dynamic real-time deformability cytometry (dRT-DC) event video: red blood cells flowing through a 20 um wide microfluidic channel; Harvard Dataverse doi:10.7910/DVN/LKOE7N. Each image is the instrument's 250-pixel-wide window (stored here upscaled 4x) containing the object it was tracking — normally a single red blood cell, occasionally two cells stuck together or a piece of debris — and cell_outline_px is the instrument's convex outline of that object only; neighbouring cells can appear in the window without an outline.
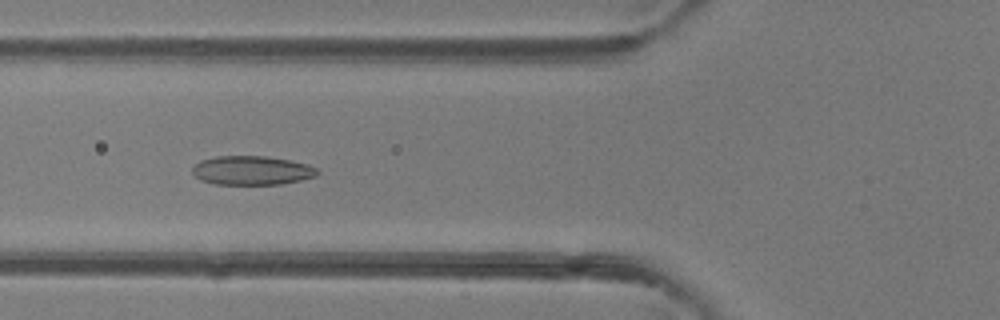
{"species": "common noctule bat (a hibernating species)", "species_latin": "Nyctalus noctula", "temperature_condition": "room temperature", "stored_images_in_passage": 48, "camera_frame_rate_fps": 3000, "um_per_image_px": 0.085, "animal": {"sex": "female"}, "frame": {"image": 1, "passage_image": 18, "time_ms": 5.667, "image_size_px": [1000, 320], "cell_outline_px": [[320, 172], [316, 176], [300, 180], [280, 184], [216, 184], [200, 180], [192, 172], [192, 168], [200, 160], [216, 156], [268, 156], [308, 164], [316, 168]], "centroid_in_image_um": [21.4, 14.48], "position_along_channel_um": 104.4, "area_um2": 21.1}}
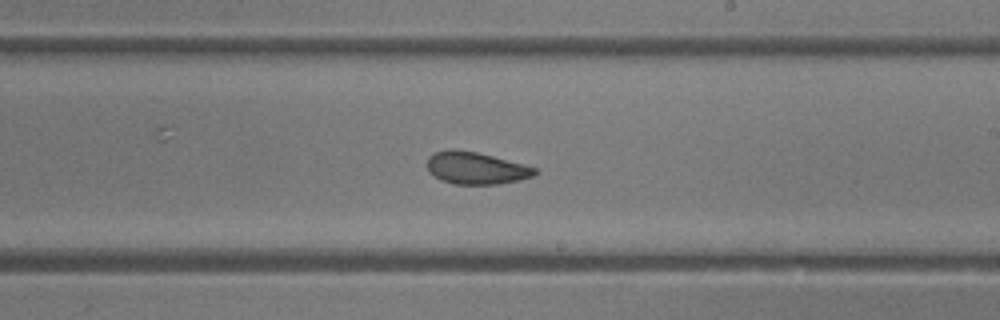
{"frame": {"image": 2, "passage_image": 28, "time_ms": 9.0, "image_size_px": [1000, 320], "cell_outline_px": [[540, 172], [532, 176], [520, 180], [496, 184], [452, 184], [440, 180], [428, 172], [428, 156], [436, 152], [452, 148], [476, 152], [524, 164], [536, 168]], "centroid_in_image_um": [40.45, 14.29], "position_along_channel_um": 248.6, "area_um2": 20.23}}
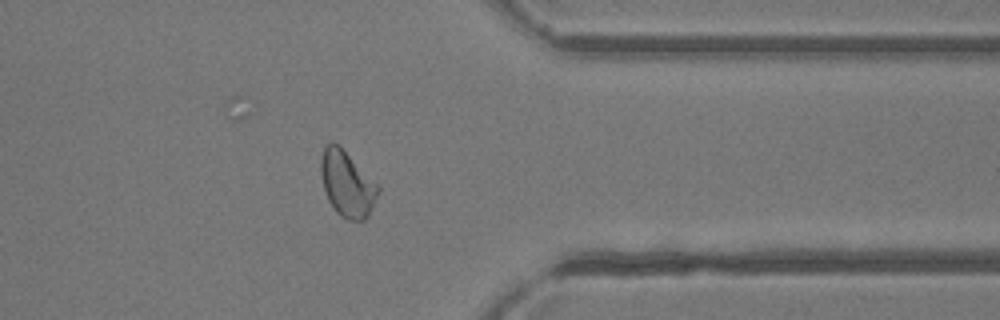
{"frame": {"image": 3, "passage_image": 38, "time_ms": 12.333, "image_size_px": [1000, 320], "cell_outline_px": [[380, 192], [368, 216], [364, 220], [348, 220], [340, 216], [336, 212], [328, 200], [324, 188], [320, 172], [320, 160], [324, 148], [332, 140], [340, 144], [380, 188]], "centroid_in_image_um": [29.49, 15.61], "position_along_channel_um": 381.9, "area_um2": 21.96}, "authors_computed_cell_mechanics": {"area_um2": 22.2241, "velocity_mm_per_s": 4.3145, "shape_relaxation_time_tau1_ms": 11.2452, "shape_relaxation_time_tau2_ms": 1.9217, "deformation_change_tau1": 0.228, "deformation_change_tau2": 0.0835}}